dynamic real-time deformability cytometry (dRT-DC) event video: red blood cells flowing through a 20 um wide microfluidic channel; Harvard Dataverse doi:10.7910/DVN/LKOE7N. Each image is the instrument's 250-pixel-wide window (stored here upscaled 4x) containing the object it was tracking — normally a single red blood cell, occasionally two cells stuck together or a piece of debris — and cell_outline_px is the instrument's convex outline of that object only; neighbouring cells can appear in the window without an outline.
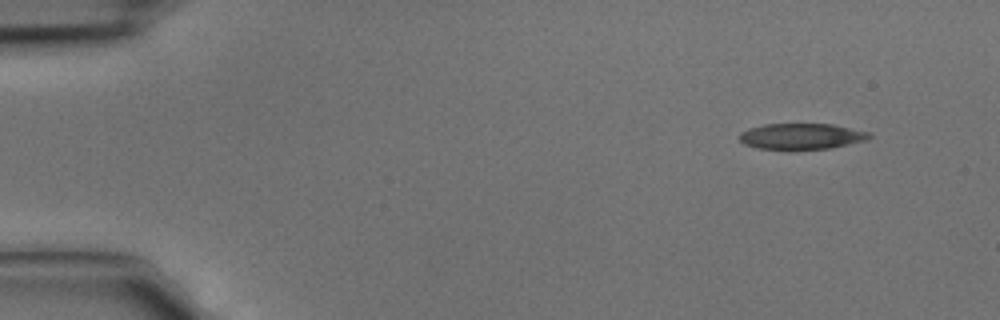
{"species": "common noctule bat (a hibernating species)", "species_latin": "Nyctalus noctula", "temperature_condition": "cold", "stored_images_in_passage": 4, "camera_frame_rate_fps": 3000, "um_per_image_px": 0.085, "animal": {"sex": "male", "body_mass_g": 15.6}, "frame": {"image": 1, "passage_image": 1, "time_ms": 0.0, "image_size_px": [1000, 320], "cell_outline_px": [[872, 136], [868, 140], [832, 148], [760, 148], [744, 144], [740, 140], [740, 132], [748, 128], [764, 124], [832, 124], [868, 132]], "centroid_in_image_um": [68.14, 11.57], "position_along_channel_um": 16.9, "area_um2": 19.25}}
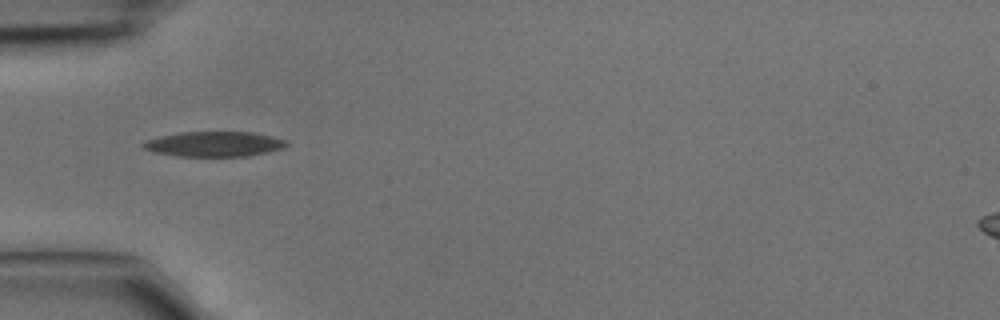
{"frame": {"image": 2, "passage_image": 4, "time_ms": 1.0, "image_size_px": [1000, 320], "cell_outline_px": [[288, 144], [284, 148], [268, 152], [248, 156], [180, 156], [156, 152], [144, 148], [140, 144], [148, 140], [160, 136], [180, 132], [252, 132], [272, 136], [288, 140]], "centroid_in_image_um": [18.26, 12.24], "position_along_channel_um": 66.7, "area_um2": 20.87}}